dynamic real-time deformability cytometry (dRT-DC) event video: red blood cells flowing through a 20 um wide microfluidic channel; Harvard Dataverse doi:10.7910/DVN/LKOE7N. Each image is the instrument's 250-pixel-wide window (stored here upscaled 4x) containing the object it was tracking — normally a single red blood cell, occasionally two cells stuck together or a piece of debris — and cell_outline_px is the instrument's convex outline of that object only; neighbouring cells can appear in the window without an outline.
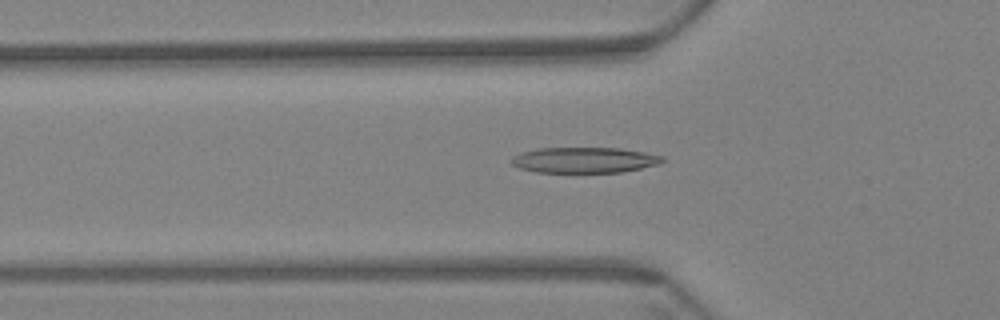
{"species": "Egyptian fruit bat (a non-hibernating species)", "species_latin": "Rousettus aegyptiacus", "temperature_condition": "warm", "stored_images_in_passage": 59, "camera_frame_rate_fps": 3000, "um_per_image_px": 0.085, "animal": {"sex": "female"}, "frame": {"image": 1, "passage_image": 19, "time_ms": 6.0, "image_size_px": [1000, 320], "cell_outline_px": [[664, 160], [656, 164], [640, 168], [620, 172], [536, 172], [520, 168], [512, 164], [508, 160], [512, 156], [520, 152], [540, 148], [620, 148], [644, 152], [664, 156]], "centroid_in_image_um": [49.61, 13.6], "position_along_channel_um": 76.2, "area_um2": 22.48}}
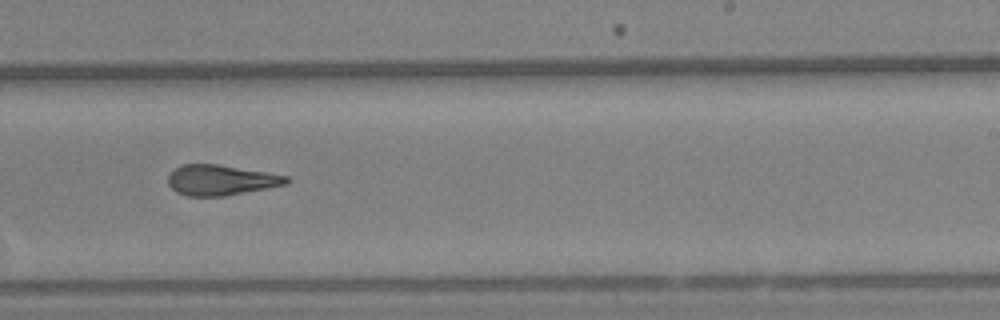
{"frame": {"image": 2, "passage_image": 36, "time_ms": 11.667, "image_size_px": [1000, 320], "cell_outline_px": [[292, 180], [288, 184], [224, 196], [188, 196], [176, 192], [168, 184], [168, 176], [180, 164], [216, 164], [268, 172], [288, 176]], "centroid_in_image_um": [18.8, 15.3], "position_along_channel_um": 270.2, "area_um2": 20.98}}
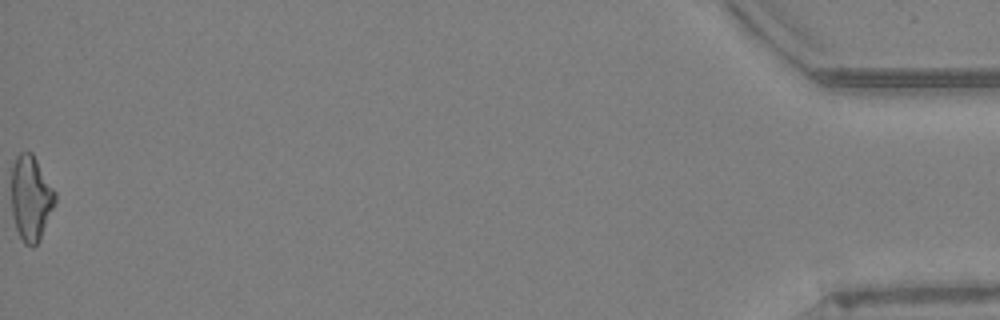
{"frame": {"image": 3, "passage_image": 59, "time_ms": 19.333, "image_size_px": [1000, 320], "cell_outline_px": [[56, 204], [40, 240], [32, 248], [24, 244], [16, 228], [12, 216], [12, 168], [16, 156], [20, 152], [32, 152], [56, 192]], "centroid_in_image_um": [2.64, 16.87], "position_along_channel_um": 432.6, "area_um2": 21.91}, "authors_computed_cell_mechanics": {"area_um2": 21.7906, "velocity_mm_per_s": 3.4358, "shape_relaxation_time_tau1_ms": null, "shape_relaxation_time_tau2_ms": 3.5604, "deformation_change_tau1": null, "deformation_change_tau2": 0.1509}}